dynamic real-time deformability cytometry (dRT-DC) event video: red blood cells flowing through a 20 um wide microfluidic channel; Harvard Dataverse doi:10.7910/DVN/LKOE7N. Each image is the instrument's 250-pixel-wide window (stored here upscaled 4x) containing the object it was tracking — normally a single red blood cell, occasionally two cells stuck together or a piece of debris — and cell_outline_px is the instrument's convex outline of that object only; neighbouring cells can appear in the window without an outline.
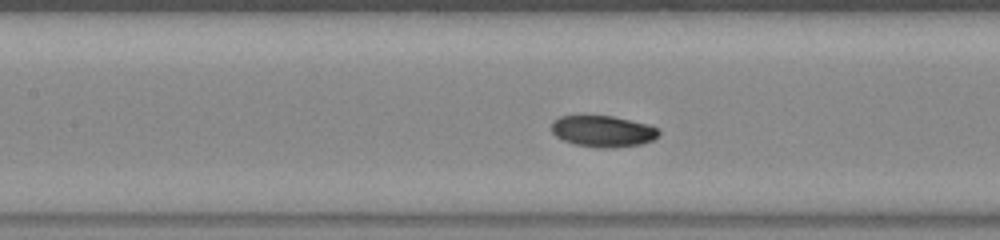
{"species": "common noctule bat (a hibernating species)", "species_latin": "Nyctalus noctula", "temperature_condition": "warm", "stored_images_in_passage": 12, "camera_frame_rate_fps": 3000, "um_per_image_px": 0.085, "animal": {"sex": "female", "body_mass_g": 23.0, "forearm_length_mm": 53.4}, "frame": {"image": 1, "passage_image": 10, "time_ms": 3.0, "image_size_px": [1000, 240], "cell_outline_px": [[660, 136], [652, 140], [640, 144], [612, 148], [596, 148], [576, 144], [564, 140], [556, 136], [552, 132], [552, 124], [560, 116], [612, 116], [648, 124], [656, 128], [660, 132]], "centroid_in_image_um": [51.27, 11.16], "position_along_channel_um": 156.1, "area_um2": 19.42}}